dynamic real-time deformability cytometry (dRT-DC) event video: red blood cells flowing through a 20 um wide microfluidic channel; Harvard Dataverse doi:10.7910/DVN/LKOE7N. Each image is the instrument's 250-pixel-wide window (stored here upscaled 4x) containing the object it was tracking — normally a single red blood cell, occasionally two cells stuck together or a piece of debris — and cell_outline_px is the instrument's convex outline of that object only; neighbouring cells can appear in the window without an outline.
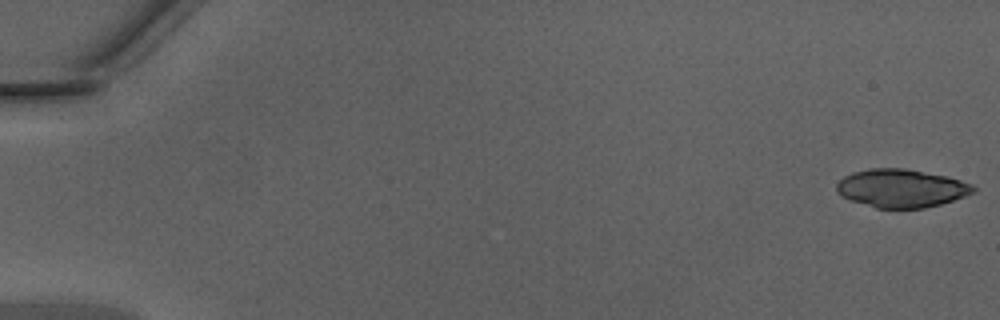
{"species": "Egyptian fruit bat (a non-hibernating species)", "species_latin": "Rousettus aegyptiacus", "temperature_condition": "warm", "stored_images_in_passage": 12, "camera_frame_rate_fps": 3000, "um_per_image_px": 0.085, "animal": {"sex": "male"}, "frame": {"image": 1, "passage_image": 1, "time_ms": 0.0, "image_size_px": [1000, 320], "cell_outline_px": [[976, 192], [940, 204], [924, 208], [876, 208], [840, 196], [836, 192], [836, 184], [844, 176], [852, 172], [868, 168], [904, 168], [948, 176], [972, 184], [976, 188]], "centroid_in_image_um": [76.6, 15.99], "position_along_channel_um": 8.4, "area_um2": 30.52}}